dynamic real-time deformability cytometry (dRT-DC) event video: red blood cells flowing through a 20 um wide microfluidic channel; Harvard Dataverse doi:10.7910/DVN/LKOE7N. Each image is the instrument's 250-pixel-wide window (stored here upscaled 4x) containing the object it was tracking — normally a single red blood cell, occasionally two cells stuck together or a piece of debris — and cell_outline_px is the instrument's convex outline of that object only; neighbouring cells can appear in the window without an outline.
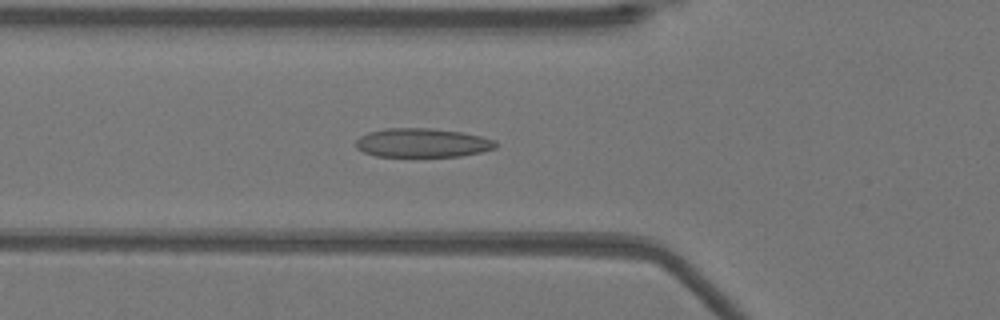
{"species": "Egyptian fruit bat (a non-hibernating species)", "species_latin": "Rousettus aegyptiacus", "temperature_condition": "warm", "stored_images_in_passage": 45, "camera_frame_rate_fps": 3000, "um_per_image_px": 0.085, "animal": {"sex": "female"}, "frame": {"image": 1, "passage_image": 15, "time_ms": 4.667, "image_size_px": [1000, 320], "cell_outline_px": [[496, 148], [480, 152], [460, 156], [376, 156], [364, 152], [356, 148], [356, 140], [360, 136], [368, 132], [388, 128], [432, 128], [460, 132], [480, 136], [496, 140]], "centroid_in_image_um": [35.89, 12.13], "position_along_channel_um": 89.9, "area_um2": 23.47}}
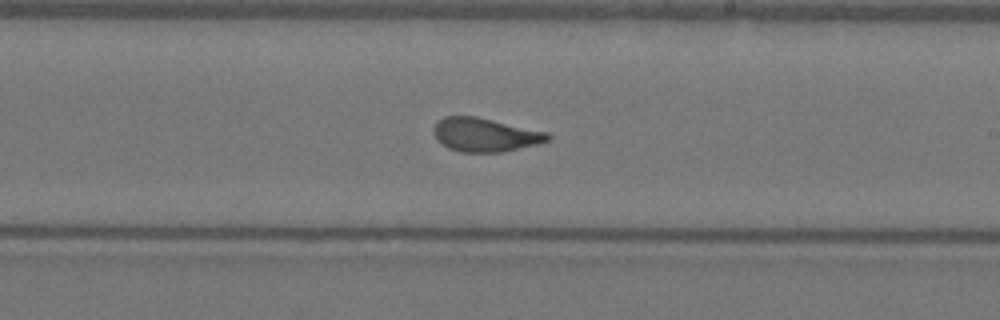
{"frame": {"image": 2, "passage_image": 27, "time_ms": 8.667, "image_size_px": [1000, 320], "cell_outline_px": [[552, 140], [536, 144], [500, 152], [460, 152], [448, 148], [432, 132], [432, 128], [436, 120], [444, 116], [476, 116], [548, 132], [552, 136]], "centroid_in_image_um": [41.23, 11.44], "position_along_channel_um": 247.8, "area_um2": 22.43}}
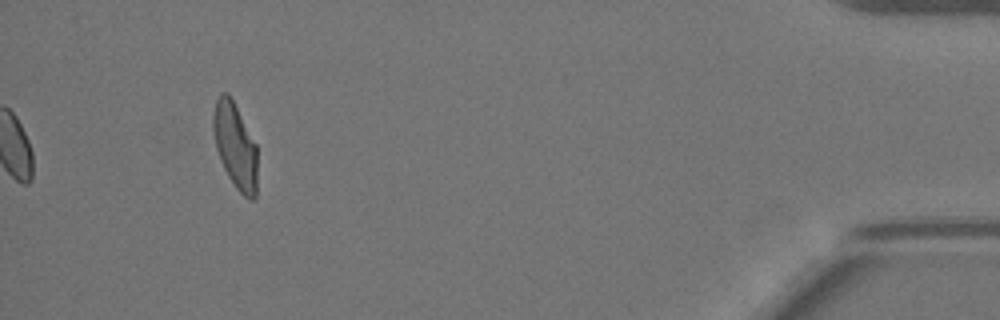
{"frame": {"image": 3, "passage_image": 45, "time_ms": 14.667, "image_size_px": [1000, 320], "cell_outline_px": [[256, 196], [252, 200], [248, 200], [236, 188], [228, 176], [220, 160], [216, 148], [212, 128], [212, 116], [216, 100], [220, 92], [228, 92], [256, 144]], "centroid_in_image_um": [19.97, 12.38], "position_along_channel_um": 415.2, "area_um2": 21.91}, "authors_computed_cell_mechanics": {"area_um2": 22.9466, "velocity_mm_per_s": 3.9417, "shape_relaxation_time_tau1_ms": 8.198, "shape_relaxation_time_tau2_ms": 0.9071, "deformation_change_tau1": 0.2314, "deformation_change_tau2": 0.0852}}